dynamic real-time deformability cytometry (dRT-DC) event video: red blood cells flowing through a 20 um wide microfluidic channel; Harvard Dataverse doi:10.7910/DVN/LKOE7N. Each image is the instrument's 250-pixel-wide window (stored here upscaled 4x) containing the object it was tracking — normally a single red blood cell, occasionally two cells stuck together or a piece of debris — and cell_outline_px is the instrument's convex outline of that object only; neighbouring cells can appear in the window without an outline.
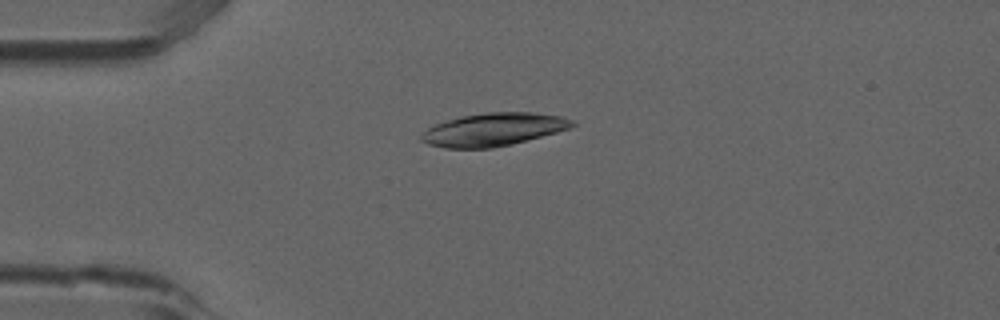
{"species": "common noctule bat (a hibernating species)", "species_latin": "Nyctalus noctula", "temperature_condition": "room temperature", "stored_images_in_passage": 8, "camera_frame_rate_fps": 3000, "um_per_image_px": 0.085, "animal": {"sex": "male", "forearm_length_mm": 52.5}, "frame": {"image": 1, "passage_image": 4, "time_ms": 1.0, "image_size_px": [1000, 320], "cell_outline_px": [[576, 124], [572, 128], [512, 144], [492, 148], [444, 148], [428, 144], [420, 140], [420, 136], [428, 128], [436, 124], [448, 120], [464, 116], [484, 112], [532, 112], [560, 116], [572, 120]], "centroid_in_image_um": [41.96, 11.01], "position_along_channel_um": 43.0, "area_um2": 28.84}}
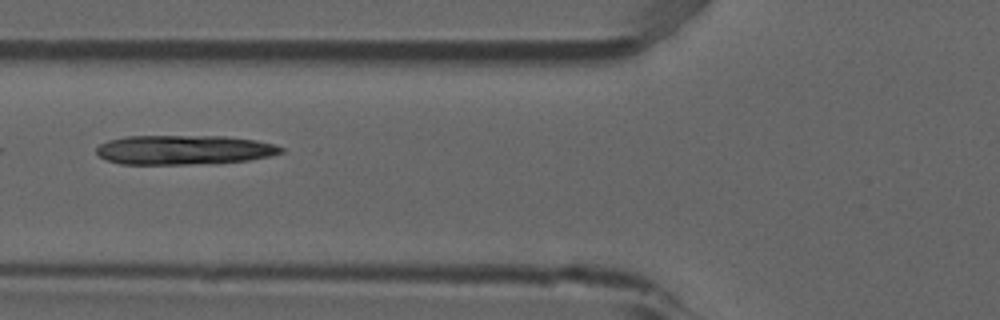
{"frame": {"image": 2, "passage_image": 6, "time_ms": 1.667, "image_size_px": [1000, 320], "cell_outline_px": [[284, 152], [268, 156], [248, 160], [188, 164], [120, 164], [104, 160], [96, 152], [96, 148], [100, 144], [108, 140], [124, 136], [224, 136], [256, 140], [276, 144], [284, 148]], "centroid_in_image_um": [15.61, 12.73], "position_along_channel_um": 110.2, "area_um2": 31.67}}
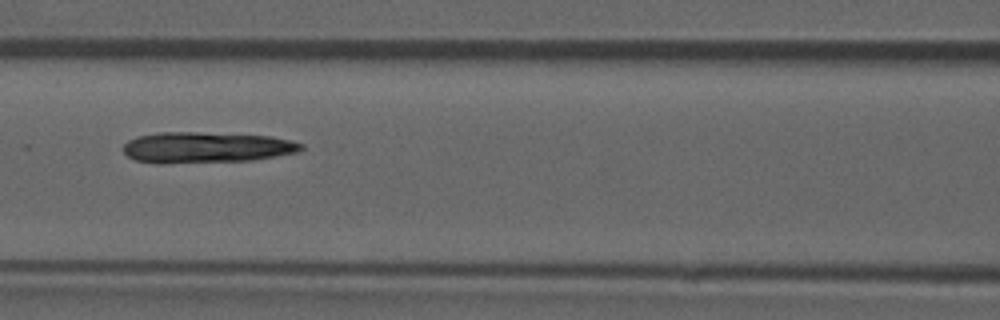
{"frame": {"image": 3, "passage_image": 7, "time_ms": 2.0, "image_size_px": [1000, 320], "cell_outline_px": [[304, 148], [296, 152], [252, 160], [160, 164], [136, 160], [128, 156], [124, 152], [124, 144], [128, 140], [136, 136], [156, 132], [196, 132], [272, 136], [292, 140], [304, 144]], "centroid_in_image_um": [17.51, 12.53], "position_along_channel_um": 149.1, "area_um2": 32.19}}